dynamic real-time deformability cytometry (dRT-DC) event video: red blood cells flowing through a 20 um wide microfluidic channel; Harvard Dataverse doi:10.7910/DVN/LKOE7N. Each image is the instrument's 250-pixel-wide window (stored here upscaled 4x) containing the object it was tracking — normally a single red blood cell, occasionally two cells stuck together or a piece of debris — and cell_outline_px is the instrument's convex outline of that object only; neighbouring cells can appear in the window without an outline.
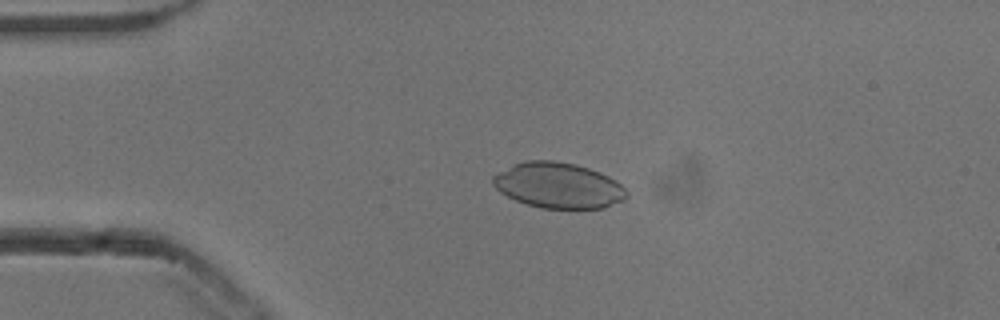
{"species": "common noctule bat (a hibernating species)", "species_latin": "Nyctalus noctula", "temperature_condition": "cold", "stored_images_in_passage": 53, "camera_frame_rate_fps": 3000, "um_per_image_px": 0.085, "animal": {"sex": "male", "body_mass_g": 13.3}, "frame": {"image": 1, "passage_image": 12, "time_ms": 3.667, "image_size_px": [1000, 320], "cell_outline_px": [[628, 196], [624, 200], [604, 208], [540, 208], [516, 200], [500, 192], [492, 184], [492, 176], [512, 164], [524, 160], [552, 160], [576, 164], [600, 172], [616, 180], [628, 192]], "centroid_in_image_um": [47.46, 15.75], "position_along_channel_um": 37.5, "area_um2": 35.6}}
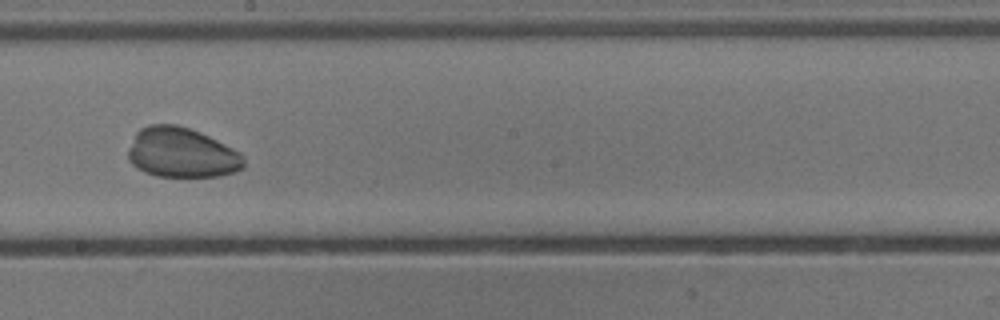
{"frame": {"image": 2, "passage_image": 30, "time_ms": 9.667, "image_size_px": [1000, 320], "cell_outline_px": [[244, 168], [236, 172], [220, 176], [156, 176], [144, 172], [136, 168], [128, 160], [128, 148], [136, 132], [140, 128], [148, 124], [176, 124], [200, 132], [240, 152], [244, 156]], "centroid_in_image_um": [15.42, 12.98], "position_along_channel_um": 232.8, "area_um2": 33.81}}
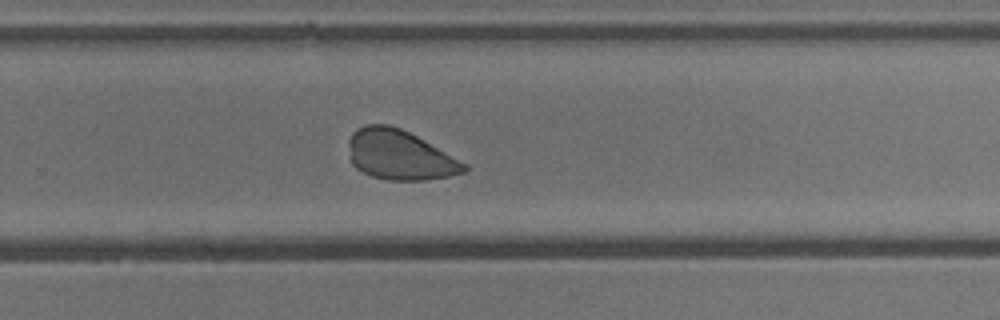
{"frame": {"image": 3, "passage_image": 35, "time_ms": 11.333, "image_size_px": [1000, 320], "cell_outline_px": [[468, 168], [464, 172], [448, 176], [428, 180], [388, 180], [372, 176], [356, 168], [352, 164], [348, 144], [348, 140], [352, 132], [356, 128], [364, 124], [388, 124], [400, 128], [424, 140], [468, 164]], "centroid_in_image_um": [33.96, 13.16], "position_along_channel_um": 295.8, "area_um2": 33.52}}